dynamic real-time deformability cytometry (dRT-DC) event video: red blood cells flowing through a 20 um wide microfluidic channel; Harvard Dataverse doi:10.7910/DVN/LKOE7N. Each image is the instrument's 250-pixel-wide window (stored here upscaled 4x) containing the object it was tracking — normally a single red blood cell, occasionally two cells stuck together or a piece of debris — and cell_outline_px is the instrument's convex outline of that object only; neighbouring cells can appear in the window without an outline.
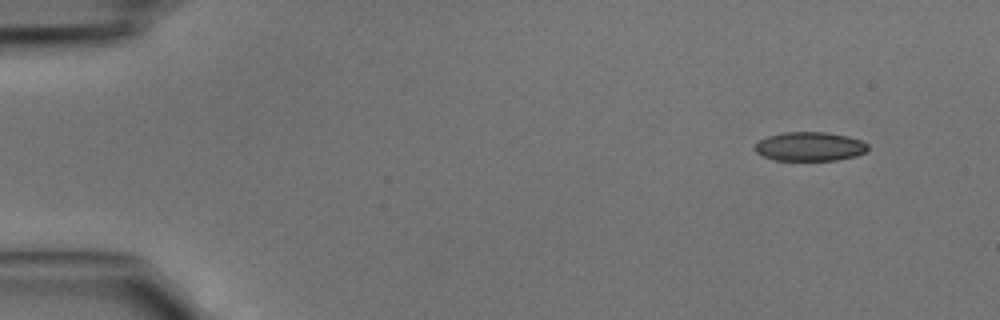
{"species": "common noctule bat (a hibernating species)", "species_latin": "Nyctalus noctula", "temperature_condition": "cold", "stored_images_in_passage": 42, "camera_frame_rate_fps": 3000, "um_per_image_px": 0.085, "animal": {"sex": "male", "body_mass_g": 15.6}, "frame": {"image": 1, "passage_image": 1, "time_ms": 0.0, "image_size_px": [1000, 320], "cell_outline_px": [[868, 148], [864, 152], [856, 156], [836, 160], [776, 160], [764, 156], [756, 152], [752, 148], [760, 140], [768, 136], [784, 132], [824, 132], [848, 136], [860, 140], [868, 144]], "centroid_in_image_um": [68.82, 12.45], "position_along_channel_um": 16.2, "area_um2": 19.02}}
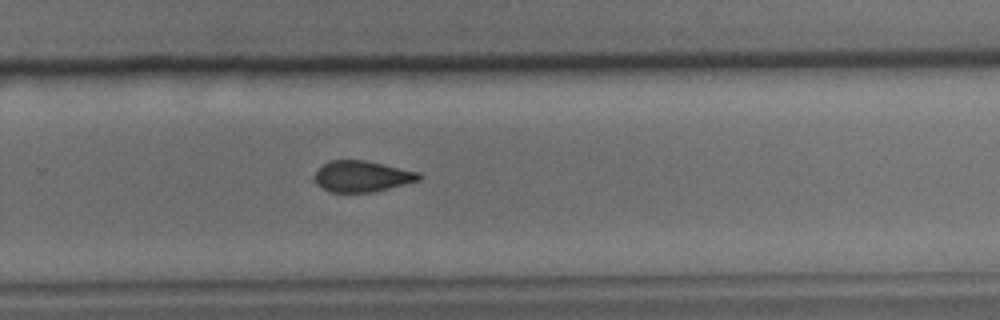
{"frame": {"image": 2, "passage_image": 27, "time_ms": 8.667, "image_size_px": [1000, 320], "cell_outline_px": [[420, 180], [372, 192], [332, 192], [316, 184], [312, 180], [312, 176], [328, 160], [364, 160], [420, 172]], "centroid_in_image_um": [30.73, 14.98], "position_along_channel_um": 299.1, "area_um2": 18.79}}
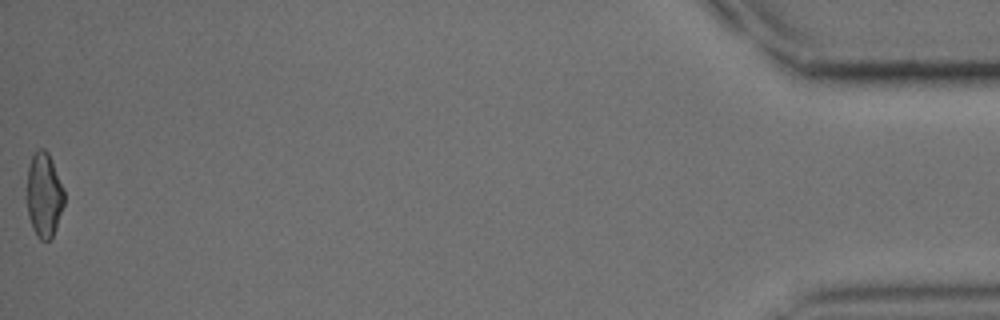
{"frame": {"image": 3, "passage_image": 42, "time_ms": 13.667, "image_size_px": [1000, 320], "cell_outline_px": [[64, 204], [56, 228], [52, 236], [48, 240], [40, 240], [36, 236], [32, 228], [28, 216], [28, 168], [32, 156], [40, 148], [44, 148], [48, 152], [52, 160], [64, 188]], "centroid_in_image_um": [3.76, 16.58], "position_along_channel_um": 431.4, "area_um2": 18.26}}